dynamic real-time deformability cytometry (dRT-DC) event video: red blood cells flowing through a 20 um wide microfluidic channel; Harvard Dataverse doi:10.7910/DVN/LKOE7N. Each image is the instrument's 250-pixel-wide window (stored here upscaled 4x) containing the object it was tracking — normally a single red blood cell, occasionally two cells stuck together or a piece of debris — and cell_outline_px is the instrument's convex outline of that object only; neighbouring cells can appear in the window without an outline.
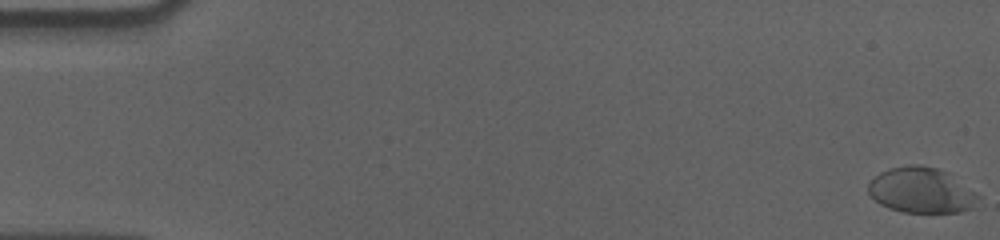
{"species": "human", "species_latin": "Homo sapiens", "temperature_condition": "cold", "stored_images_in_passage": 59, "camera_frame_rate_fps": 3000, "um_per_image_px": 0.085, "donor": {"sex": "male"}, "frame": {"image": 1, "passage_image": 1, "time_ms": 0.0, "image_size_px": [1000, 240], "cell_outline_px": [[980, 196], [972, 208], [960, 212], [904, 212], [888, 208], [880, 204], [868, 192], [868, 184], [880, 172], [888, 168], [908, 164], [920, 164], [936, 168], [948, 172]], "centroid_in_image_um": [78.3, 16.16], "position_along_channel_um": 6.7, "area_um2": 29.07}}
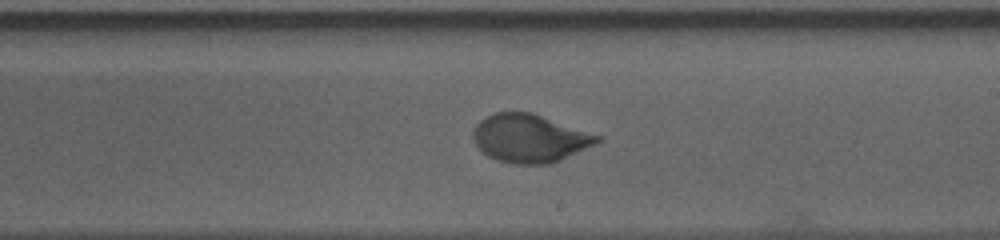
{"frame": {"image": 2, "passage_image": 35, "time_ms": 11.333, "image_size_px": [1000, 240], "cell_outline_px": [[604, 140], [552, 164], [512, 164], [496, 160], [488, 156], [472, 140], [472, 128], [484, 116], [496, 112], [532, 112], [604, 136]], "centroid_in_image_um": [45.04, 11.75], "position_along_channel_um": 244.0, "area_um2": 35.37}}
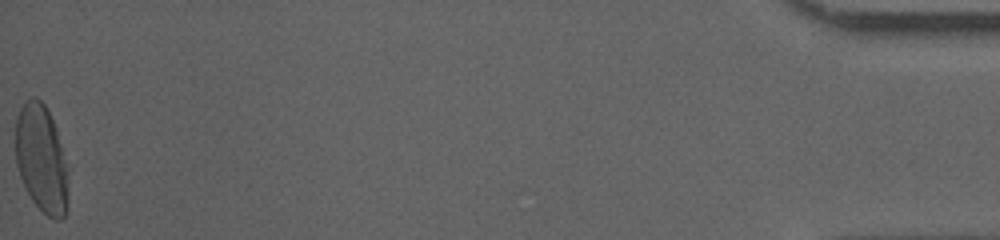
{"frame": {"image": 3, "passage_image": 59, "time_ms": 19.333, "image_size_px": [1000, 240], "cell_outline_px": [[68, 204], [64, 216], [60, 220], [56, 220], [48, 216], [32, 200], [24, 188], [16, 164], [16, 120], [20, 108], [32, 96], [36, 96], [44, 104], [56, 128], [68, 172]], "centroid_in_image_um": [3.53, 13.53], "position_along_channel_um": 431.7, "area_um2": 33.0}, "authors_computed_cell_mechanics": {"area_um2": 32.8882, "velocity_mm_per_s": 3.5556, "shape_relaxation_time_tau1_ms": 3.6539, "shape_relaxation_time_tau2_ms": null, "deformation_change_tau1": 0.1828, "deformation_change_tau2": null}}